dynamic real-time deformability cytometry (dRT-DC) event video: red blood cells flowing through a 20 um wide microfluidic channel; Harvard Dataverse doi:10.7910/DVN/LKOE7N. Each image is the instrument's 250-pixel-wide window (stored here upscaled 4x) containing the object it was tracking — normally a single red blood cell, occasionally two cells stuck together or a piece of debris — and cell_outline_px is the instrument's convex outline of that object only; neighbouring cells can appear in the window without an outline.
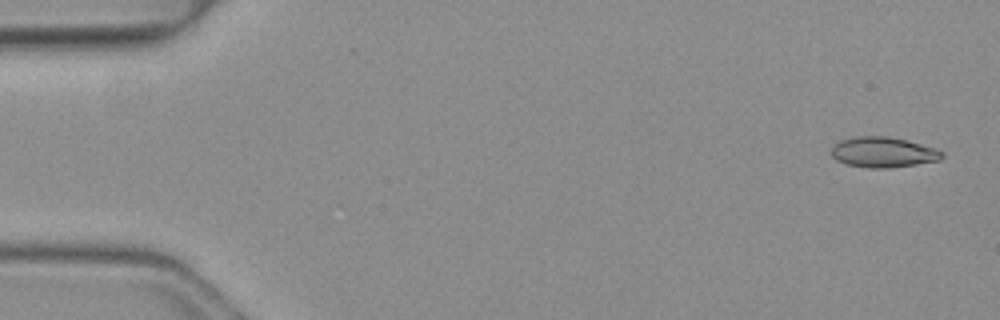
{"species": "common noctule bat (a hibernating species)", "species_latin": "Nyctalus noctula", "temperature_condition": "warm", "stored_images_in_passage": 4, "camera_frame_rate_fps": 3000, "um_per_image_px": 0.085, "animal": {"sex": "female", "body_mass_g": 19.3, "forearm_length_mm": 54.1}, "frame": {"image": 1, "passage_image": 1, "time_ms": 0.0, "image_size_px": [1000, 320], "cell_outline_px": [[944, 156], [940, 160], [916, 164], [888, 168], [868, 168], [848, 164], [836, 160], [832, 156], [832, 148], [840, 140], [852, 136], [888, 136], [908, 140], [936, 148], [944, 152]], "centroid_in_image_um": [75.09, 12.93], "position_along_channel_um": 9.9, "area_um2": 19.71}}
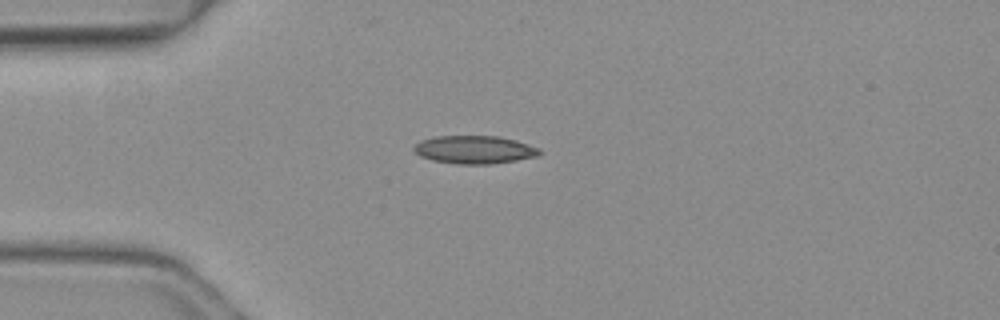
{"frame": {"image": 2, "passage_image": 4, "time_ms": 1.0, "image_size_px": [1000, 320], "cell_outline_px": [[540, 152], [536, 156], [516, 160], [488, 164], [456, 164], [432, 160], [420, 156], [412, 148], [420, 140], [436, 136], [500, 136], [516, 140], [540, 148]], "centroid_in_image_um": [40.31, 12.71], "position_along_channel_um": 44.7, "area_um2": 20.46}}